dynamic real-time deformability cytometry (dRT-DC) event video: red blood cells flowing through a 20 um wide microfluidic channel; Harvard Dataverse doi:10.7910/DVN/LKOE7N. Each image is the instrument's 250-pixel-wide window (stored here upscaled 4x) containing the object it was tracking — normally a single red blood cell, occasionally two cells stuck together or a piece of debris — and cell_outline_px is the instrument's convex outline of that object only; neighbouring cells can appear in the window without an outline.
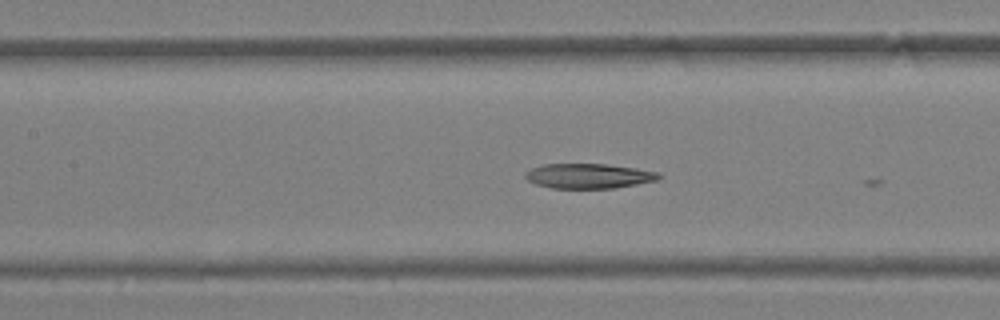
{"species": "Egyptian fruit bat (a non-hibernating species)", "species_latin": "Rousettus aegyptiacus", "temperature_condition": "warm", "stored_images_in_passage": 7, "camera_frame_rate_fps": 3000, "um_per_image_px": 0.085, "animal": {"sex": "female"}, "frame": {"image": 1, "passage_image": 5, "time_ms": 1.333, "image_size_px": [1000, 320], "cell_outline_px": [[664, 176], [660, 180], [612, 188], [552, 188], [536, 184], [528, 180], [524, 176], [524, 172], [528, 168], [544, 164], [608, 164], [636, 168], [660, 172]], "centroid_in_image_um": [50.06, 14.95], "position_along_channel_um": 157.3, "area_um2": 19.59}}